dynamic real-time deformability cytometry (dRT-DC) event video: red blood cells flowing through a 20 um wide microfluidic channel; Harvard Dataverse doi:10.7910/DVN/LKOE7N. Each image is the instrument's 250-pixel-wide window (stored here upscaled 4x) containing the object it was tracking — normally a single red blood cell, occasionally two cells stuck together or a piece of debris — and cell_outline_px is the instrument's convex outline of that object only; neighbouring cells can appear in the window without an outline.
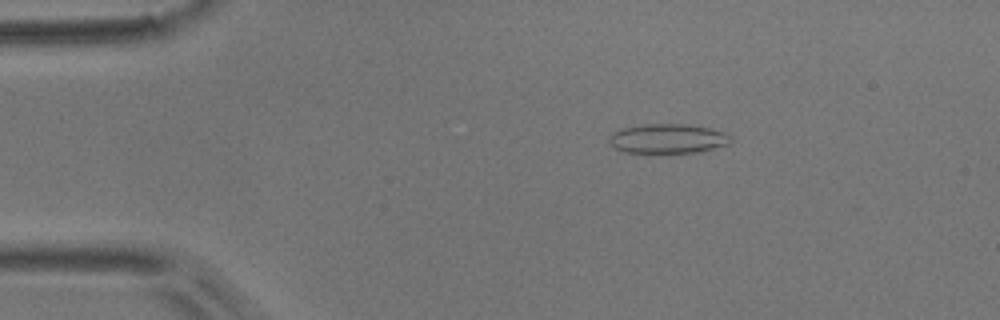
{"species": "common noctule bat (a hibernating species)", "species_latin": "Nyctalus noctula", "temperature_condition": "room temperature", "stored_images_in_passage": 4, "camera_frame_rate_fps": 3000, "um_per_image_px": 0.085, "animal": {"sex": "male", "body_mass_g": 17.9}, "frame": {"image": 1, "passage_image": 3, "time_ms": 0.667, "image_size_px": [1000, 320], "cell_outline_px": [[732, 144], [700, 152], [624, 152], [616, 148], [608, 140], [608, 136], [612, 132], [620, 128], [644, 124], [692, 124], [712, 128], [724, 132], [732, 136]], "centroid_in_image_um": [56.82, 11.77], "position_along_channel_um": 28.2, "area_um2": 21.21}}